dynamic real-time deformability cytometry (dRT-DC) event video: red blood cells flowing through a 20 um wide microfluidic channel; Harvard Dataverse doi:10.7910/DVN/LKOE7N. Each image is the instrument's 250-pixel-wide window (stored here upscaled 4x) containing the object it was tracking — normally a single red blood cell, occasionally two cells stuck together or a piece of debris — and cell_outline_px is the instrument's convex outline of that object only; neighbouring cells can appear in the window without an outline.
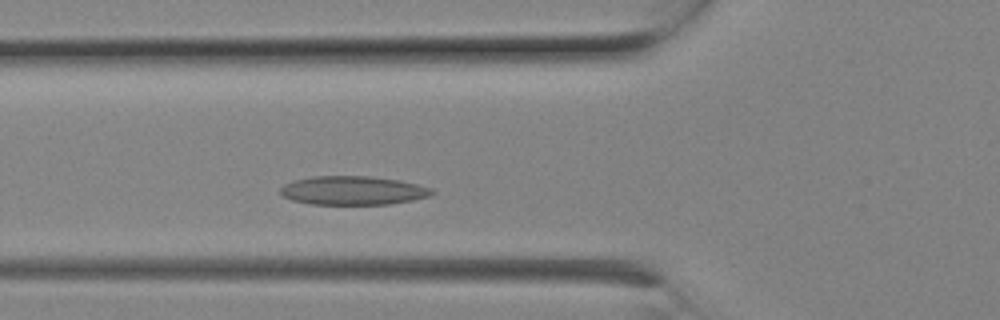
{"species": "Egyptian fruit bat (a non-hibernating species)", "species_latin": "Rousettus aegyptiacus", "temperature_condition": "room temperature", "stored_images_in_passage": 4, "camera_frame_rate_fps": 3000, "um_per_image_px": 0.085, "animal": {"sex": "female"}, "frame": {"image": 1, "passage_image": 4, "time_ms": 1.0, "image_size_px": [1000, 320], "cell_outline_px": [[436, 192], [428, 196], [412, 200], [388, 204], [312, 204], [292, 200], [284, 196], [280, 192], [280, 188], [284, 184], [292, 180], [312, 176], [372, 176], [400, 180], [432, 188]], "centroid_in_image_um": [29.99, 16.18], "position_along_channel_um": 95.8, "area_um2": 25.43}}